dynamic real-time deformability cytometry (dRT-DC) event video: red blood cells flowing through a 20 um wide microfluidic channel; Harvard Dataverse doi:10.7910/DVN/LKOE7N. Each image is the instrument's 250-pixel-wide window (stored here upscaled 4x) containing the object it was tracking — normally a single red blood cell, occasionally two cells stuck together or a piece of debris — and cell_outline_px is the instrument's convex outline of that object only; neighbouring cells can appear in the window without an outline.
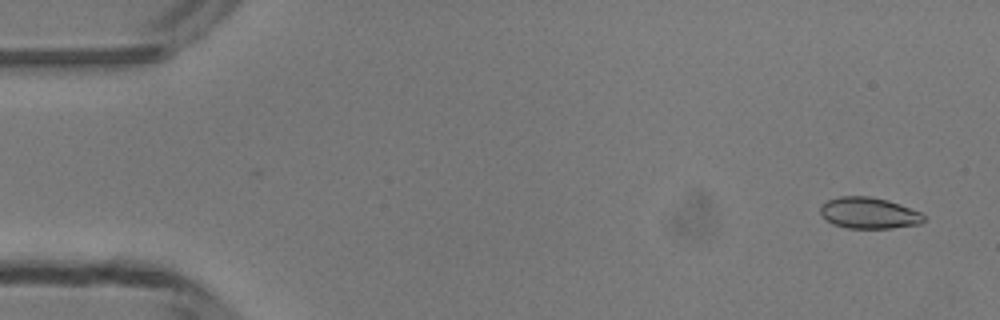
{"species": "common noctule bat (a hibernating species)", "species_latin": "Nyctalus noctula", "temperature_condition": "room temperature", "stored_images_in_passage": 49, "camera_frame_rate_fps": 3000, "um_per_image_px": 0.085, "animal": {"sex": "male", "body_mass_g": 13.3}, "frame": {"image": 1, "passage_image": 3, "time_ms": 0.667, "image_size_px": [1000, 320], "cell_outline_px": [[924, 220], [920, 224], [892, 228], [848, 228], [832, 224], [824, 220], [820, 212], [820, 204], [828, 200], [840, 196], [868, 196], [888, 200], [900, 204], [920, 212], [924, 216]], "centroid_in_image_um": [73.81, 18.11], "position_along_channel_um": 11.2, "area_um2": 18.96}}
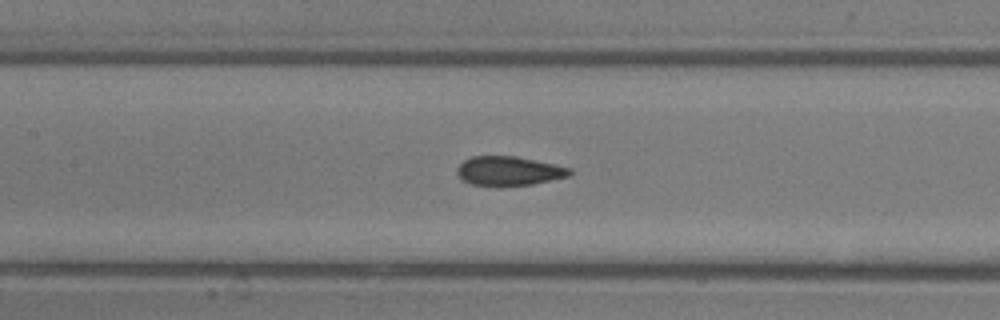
{"frame": {"image": 2, "passage_image": 23, "time_ms": 7.333, "image_size_px": [1000, 320], "cell_outline_px": [[572, 172], [568, 176], [532, 184], [500, 188], [496, 188], [472, 184], [464, 180], [456, 172], [456, 168], [464, 160], [472, 156], [516, 156], [572, 168]], "centroid_in_image_um": [43.23, 14.56], "position_along_channel_um": 164.2, "area_um2": 19.48}}
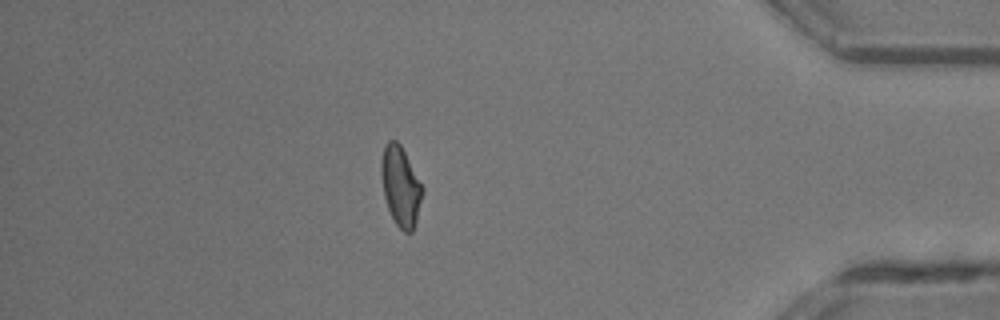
{"frame": {"image": 3, "passage_image": 43, "time_ms": 14.0, "image_size_px": [1000, 320], "cell_outline_px": [[424, 192], [416, 220], [412, 232], [404, 232], [396, 224], [388, 208], [384, 196], [380, 172], [380, 160], [384, 148], [388, 140], [396, 140], [400, 144], [424, 188]], "centroid_in_image_um": [34.05, 15.82], "position_along_channel_um": 401.2, "area_um2": 19.07}, "authors_computed_cell_mechanics": {"area_um2": 19.4786, "velocity_mm_per_s": 4.2054, "shape_relaxation_time_tau1_ms": 3.8416, "shape_relaxation_time_tau2_ms": 2.7396, "deformation_change_tau1": 0.1247, "deformation_change_tau2": 0.0547}}